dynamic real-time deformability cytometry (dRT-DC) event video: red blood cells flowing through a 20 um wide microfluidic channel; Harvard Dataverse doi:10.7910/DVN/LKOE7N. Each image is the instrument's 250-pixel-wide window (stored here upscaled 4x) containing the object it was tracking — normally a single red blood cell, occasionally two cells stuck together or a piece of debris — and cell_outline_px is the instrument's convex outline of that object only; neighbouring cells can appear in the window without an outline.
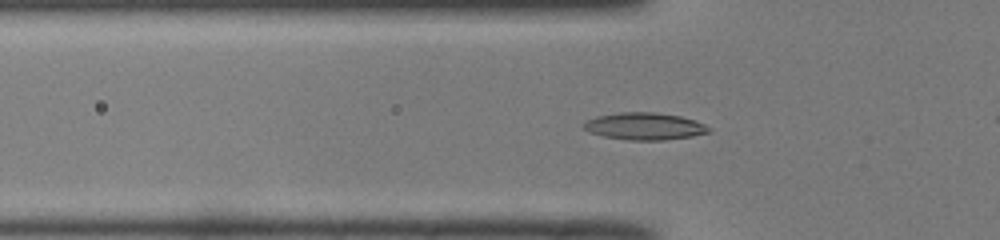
{"species": "common noctule bat (a hibernating species)", "species_latin": "Nyctalus noctula", "temperature_condition": "room temperature", "stored_images_in_passage": 30, "camera_frame_rate_fps": 3000, "um_per_image_px": 0.085, "animal": {"sex": "male", "body_mass_g": 19.0, "forearm_length_mm": 50.8}, "frame": {"image": 1, "passage_image": 5, "time_ms": 1.333, "image_size_px": [1000, 240], "cell_outline_px": [[712, 128], [708, 132], [692, 136], [664, 140], [628, 140], [604, 136], [588, 132], [580, 128], [588, 120], [600, 116], [620, 112], [656, 112], [680, 116], [696, 120]], "centroid_in_image_um": [54.8, 10.73], "position_along_channel_um": 71.0, "area_um2": 19.77}}
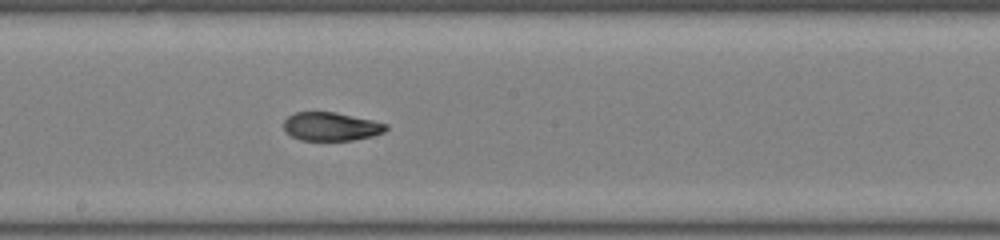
{"frame": {"image": 2, "passage_image": 16, "time_ms": 5.0, "image_size_px": [1000, 240], "cell_outline_px": [[388, 128], [384, 132], [372, 136], [352, 140], [300, 140], [284, 132], [284, 120], [288, 116], [296, 112], [336, 112], [372, 120], [388, 124]], "centroid_in_image_um": [28.13, 10.75], "position_along_channel_um": 220.1, "area_um2": 16.99}}
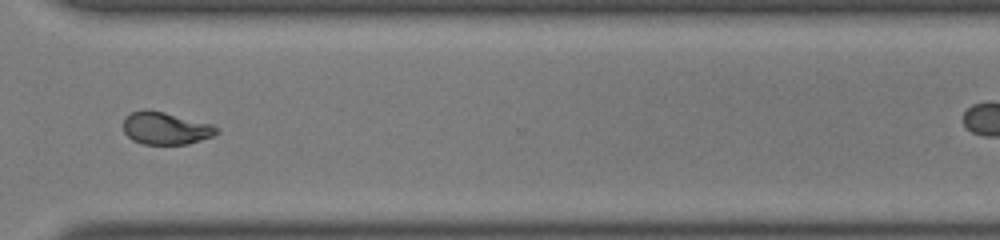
{"frame": {"image": 3, "passage_image": 26, "time_ms": 8.333, "image_size_px": [1000, 240], "cell_outline_px": [[220, 132], [212, 136], [188, 144], [144, 144], [132, 140], [124, 132], [124, 116], [132, 112], [144, 108], [148, 108], [212, 124], [220, 128]], "centroid_in_image_um": [14.07, 10.89], "position_along_channel_um": 356.5, "area_um2": 17.8}}